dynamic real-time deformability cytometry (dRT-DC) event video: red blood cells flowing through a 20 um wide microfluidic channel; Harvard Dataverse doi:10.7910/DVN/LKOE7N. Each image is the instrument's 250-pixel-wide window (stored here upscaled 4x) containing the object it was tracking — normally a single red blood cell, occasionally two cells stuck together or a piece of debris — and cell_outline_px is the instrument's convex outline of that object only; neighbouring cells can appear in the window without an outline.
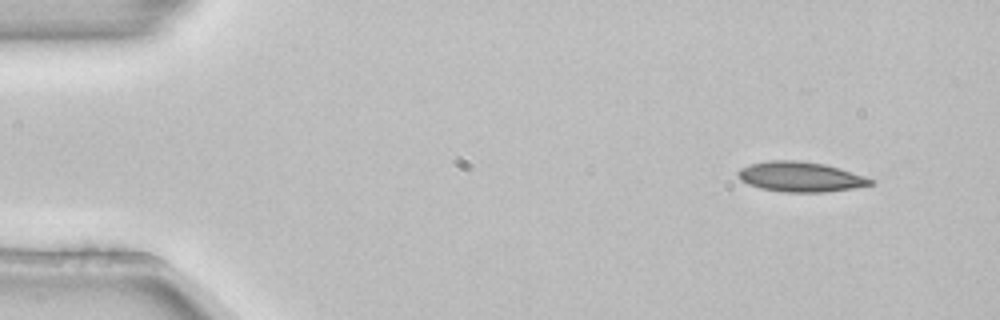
{"species": "common noctule bat (a hibernating species)", "species_latin": "Nyctalus noctula", "temperature_condition": "room temperature", "stored_images_in_passage": 4, "camera_frame_rate_fps": 3000, "um_per_image_px": 0.085, "animal": {"sex": "female", "body_mass_g": 22.7, "forearm_length_mm": 54.2}, "frame": {"image": 1, "passage_image": 1, "time_ms": 0.0, "image_size_px": [1000, 320], "cell_outline_px": [[876, 184], [852, 188], [824, 192], [784, 192], [760, 188], [748, 184], [740, 180], [736, 172], [740, 168], [752, 164], [768, 160], [796, 160], [824, 164], [864, 176], [876, 180]], "centroid_in_image_um": [68.03, 15.03], "position_along_channel_um": 17.0, "area_um2": 23.12}}